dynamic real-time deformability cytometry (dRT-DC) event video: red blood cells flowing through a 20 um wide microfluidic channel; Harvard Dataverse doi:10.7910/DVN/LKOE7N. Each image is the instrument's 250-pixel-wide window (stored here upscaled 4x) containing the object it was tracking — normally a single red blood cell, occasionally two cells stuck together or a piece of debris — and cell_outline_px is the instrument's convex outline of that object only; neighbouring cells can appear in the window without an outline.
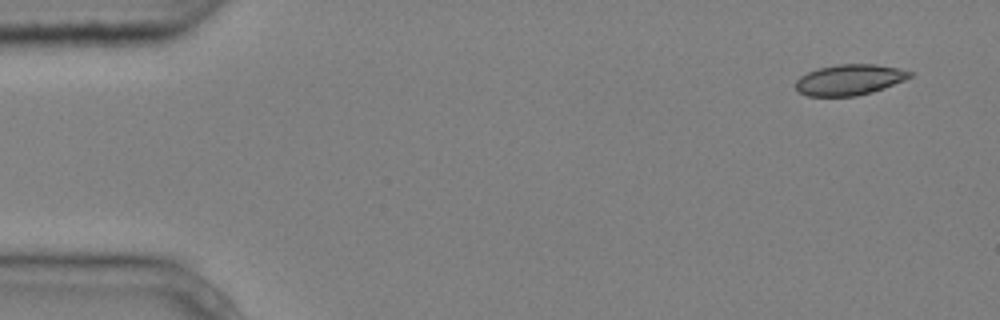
{"species": "common noctule bat (a hibernating species)", "species_latin": "Nyctalus noctula", "temperature_condition": "cold", "stored_images_in_passage": 8, "camera_frame_rate_fps": 3000, "um_per_image_px": 0.085, "animal": {"sex": "male", "body_mass_g": 20.4}, "frame": {"image": 1, "passage_image": 1, "time_ms": 0.0, "image_size_px": [1000, 320], "cell_outline_px": [[916, 72], [912, 76], [904, 80], [884, 88], [872, 92], [856, 96], [808, 96], [800, 92], [796, 88], [796, 80], [800, 76], [808, 72], [820, 68], [836, 64], [876, 64], [900, 68]], "centroid_in_image_um": [72.25, 6.77], "position_along_channel_um": 12.8, "area_um2": 20.52}}
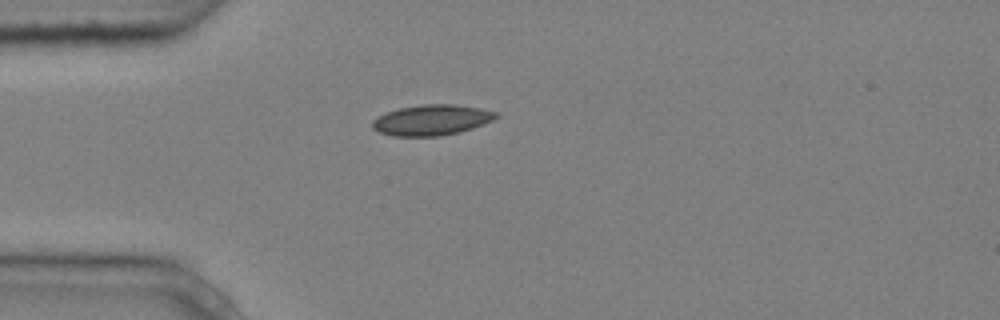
{"frame": {"image": 2, "passage_image": 4, "time_ms": 1.0, "image_size_px": [1000, 320], "cell_outline_px": [[500, 116], [492, 120], [472, 128], [460, 132], [440, 136], [392, 136], [380, 132], [372, 128], [372, 120], [388, 112], [400, 108], [424, 104], [456, 104], [480, 108], [500, 112]], "centroid_in_image_um": [36.73, 10.2], "position_along_channel_um": 48.3, "area_um2": 22.02}}
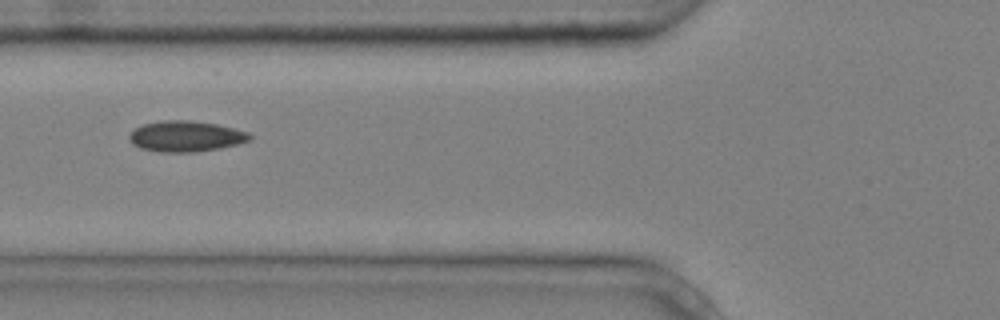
{"frame": {"image": 3, "passage_image": 6, "time_ms": 1.667, "image_size_px": [1000, 320], "cell_outline_px": [[252, 136], [248, 140], [236, 144], [220, 148], [196, 152], [160, 152], [140, 148], [132, 144], [128, 140], [128, 136], [140, 124], [160, 120], [188, 120], [216, 124], [248, 132]], "centroid_in_image_um": [15.73, 11.58], "position_along_channel_um": 110.1, "area_um2": 21.62}}